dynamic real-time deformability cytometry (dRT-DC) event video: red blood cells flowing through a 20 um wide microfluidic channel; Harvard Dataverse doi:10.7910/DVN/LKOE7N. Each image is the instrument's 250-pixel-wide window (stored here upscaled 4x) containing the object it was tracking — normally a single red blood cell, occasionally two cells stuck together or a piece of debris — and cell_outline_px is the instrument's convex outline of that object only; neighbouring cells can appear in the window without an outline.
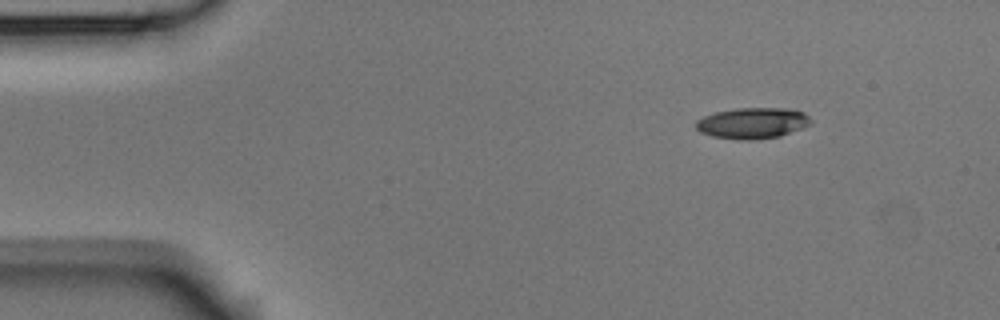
{"species": "Egyptian fruit bat (a non-hibernating species)", "species_latin": "Rousettus aegyptiacus", "temperature_condition": "room temperature", "stored_images_in_passage": 4, "camera_frame_rate_fps": 3000, "um_per_image_px": 0.085, "animal": {"sex": "male"}, "frame": {"image": 1, "passage_image": 1, "time_ms": 0.0, "image_size_px": [1000, 320], "cell_outline_px": [[812, 120], [808, 124], [800, 128], [780, 136], [748, 140], [744, 140], [712, 136], [700, 132], [696, 128], [696, 120], [704, 116], [716, 112], [736, 108], [792, 108], [804, 112]], "centroid_in_image_um": [63.95, 10.45], "position_along_channel_um": 21.1, "area_um2": 20.58}}